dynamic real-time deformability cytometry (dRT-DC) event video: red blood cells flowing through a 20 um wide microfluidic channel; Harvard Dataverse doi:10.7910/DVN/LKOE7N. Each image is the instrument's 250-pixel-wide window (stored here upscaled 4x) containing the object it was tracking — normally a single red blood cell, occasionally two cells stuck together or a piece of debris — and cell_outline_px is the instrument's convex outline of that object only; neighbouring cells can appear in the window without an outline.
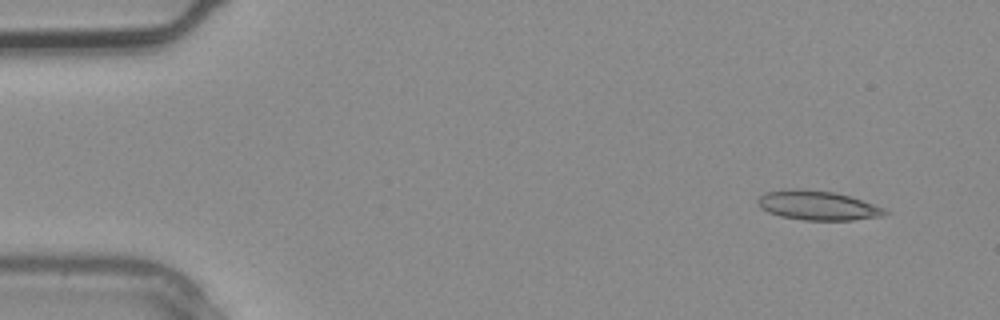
{"species": "common noctule bat (a hibernating species)", "species_latin": "Nyctalus noctula", "temperature_condition": "warm", "stored_images_in_passage": 4, "camera_frame_rate_fps": 3000, "um_per_image_px": 0.085, "animal": {"sex": "male", "body_mass_g": 20.4}, "frame": {"image": 1, "passage_image": 1, "time_ms": 0.0, "image_size_px": [1000, 320], "cell_outline_px": [[892, 212], [884, 216], [852, 220], [804, 220], [780, 216], [768, 212], [760, 208], [756, 204], [756, 200], [764, 192], [784, 188], [800, 188], [832, 192], [848, 196], [884, 208]], "centroid_in_image_um": [69.44, 17.46], "position_along_channel_um": 15.6, "area_um2": 21.96}}